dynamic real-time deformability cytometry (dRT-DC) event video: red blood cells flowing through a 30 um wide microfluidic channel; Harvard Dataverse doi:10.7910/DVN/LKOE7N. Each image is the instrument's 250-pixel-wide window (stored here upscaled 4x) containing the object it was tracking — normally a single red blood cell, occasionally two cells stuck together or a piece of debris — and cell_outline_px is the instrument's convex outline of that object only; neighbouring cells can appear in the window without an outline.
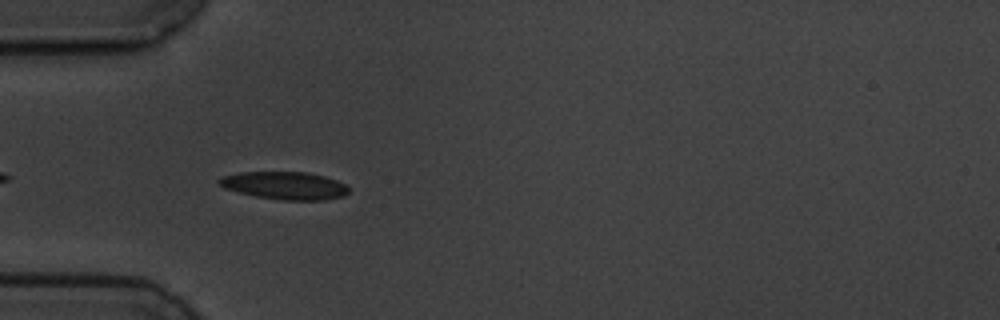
{"species": "common noctule bat (a hibernating species)", "species_latin": "Nyctalus noctula", "temperature_condition": "cold", "stored_images_in_passage": 6, "camera_frame_rate_fps": 3000, "um_per_image_px": 0.085, "animal": {"sex": "male", "body_mass_g": 19.5, "forearm_length_mm": 54.6}, "frame": {"image": 1, "passage_image": 4, "time_ms": 4.667, "image_size_px": [1000, 320], "cell_outline_px": [[348, 192], [344, 196], [324, 200], [284, 200], [256, 196], [224, 188], [216, 184], [216, 180], [224, 176], [240, 172], [308, 172], [324, 176], [336, 180], [344, 184], [348, 188]], "centroid_in_image_um": [24.19, 15.77], "position_along_channel_um": 60.8, "area_um2": 20.87}}
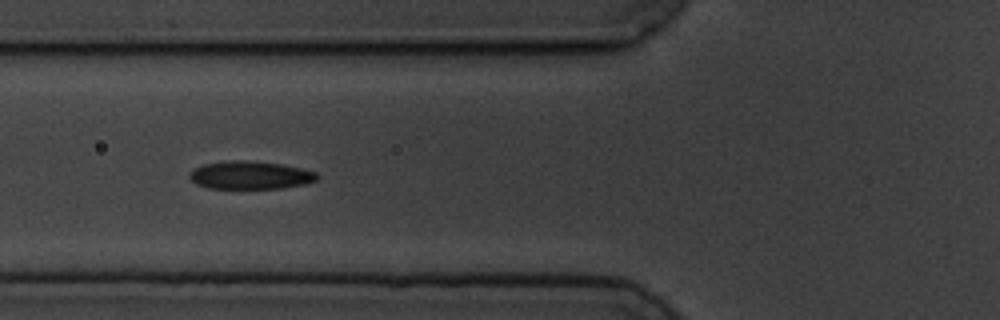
{"frame": {"image": 2, "passage_image": 5, "time_ms": 6.0, "image_size_px": [1000, 320], "cell_outline_px": [[320, 176], [316, 180], [304, 184], [284, 188], [208, 188], [196, 184], [188, 176], [196, 168], [204, 164], [236, 160], [248, 160], [284, 164], [316, 172]], "centroid_in_image_um": [21.31, 14.89], "position_along_channel_um": 104.5, "area_um2": 20.69}}
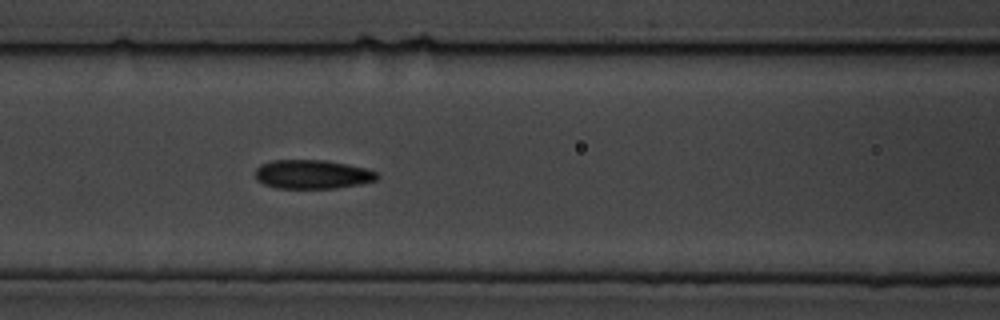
{"frame": {"image": 3, "passage_image": 6, "time_ms": 7.0, "image_size_px": [1000, 320], "cell_outline_px": [[380, 176], [376, 180], [360, 184], [336, 188], [276, 188], [264, 184], [256, 180], [256, 168], [260, 164], [272, 160], [324, 160], [348, 164], [364, 168], [376, 172]], "centroid_in_image_um": [26.53, 14.82], "position_along_channel_um": 140.1, "area_um2": 20.58}}